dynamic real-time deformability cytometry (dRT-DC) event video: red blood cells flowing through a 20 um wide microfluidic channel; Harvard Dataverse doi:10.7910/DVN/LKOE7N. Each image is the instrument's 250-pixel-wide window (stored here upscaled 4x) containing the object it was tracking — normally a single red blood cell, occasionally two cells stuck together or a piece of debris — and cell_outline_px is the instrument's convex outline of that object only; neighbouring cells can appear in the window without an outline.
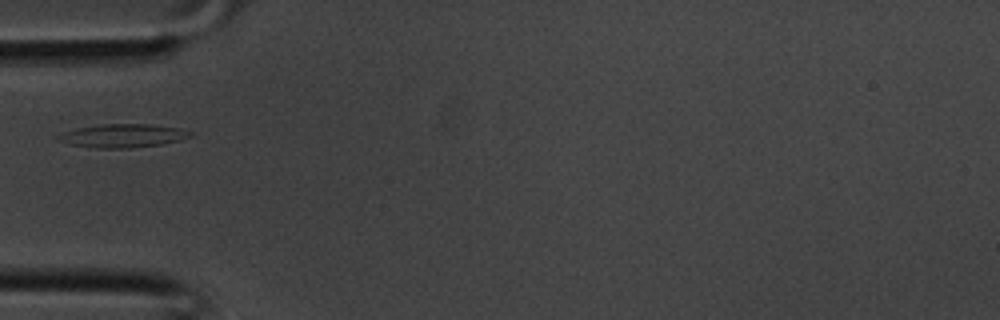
{"species": "common noctule bat (a hibernating species)", "species_latin": "Nyctalus noctula", "temperature_condition": "room temperature", "stored_images_in_passage": 22, "camera_frame_rate_fps": 3000, "um_per_image_px": 0.085, "animal": {"sex": "male", "body_mass_g": 20.1, "forearm_length_mm": 53.5}, "frame": {"image": 1, "passage_image": 1, "time_ms": 0.0, "image_size_px": [1000, 320], "cell_outline_px": [[196, 132], [192, 136], [180, 140], [160, 144], [128, 148], [96, 148], [72, 144], [56, 140], [56, 136], [64, 132], [76, 128], [100, 124], [152, 124], [180, 128]], "centroid_in_image_um": [10.48, 11.52], "position_along_channel_um": 74.5, "area_um2": 18.09}}
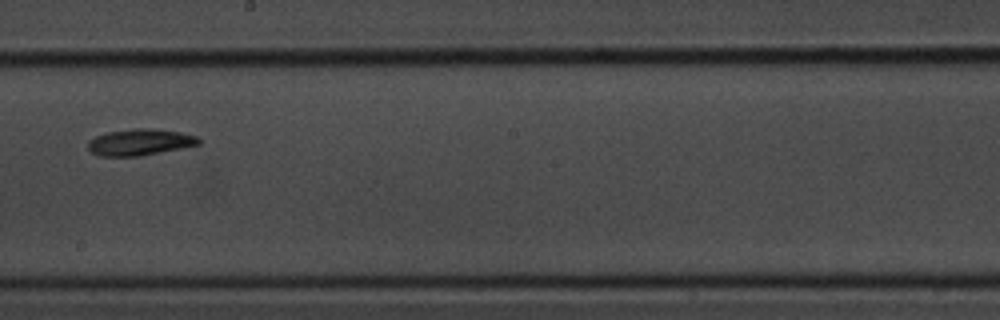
{"frame": {"image": 2, "passage_image": 10, "time_ms": 3.0, "image_size_px": [1000, 320], "cell_outline_px": [[200, 144], [140, 156], [100, 156], [92, 152], [88, 148], [88, 140], [96, 136], [108, 132], [132, 128], [152, 128], [180, 132], [200, 136]], "centroid_in_image_um": [11.9, 12.07], "position_along_channel_um": 236.3, "area_um2": 17.05}}
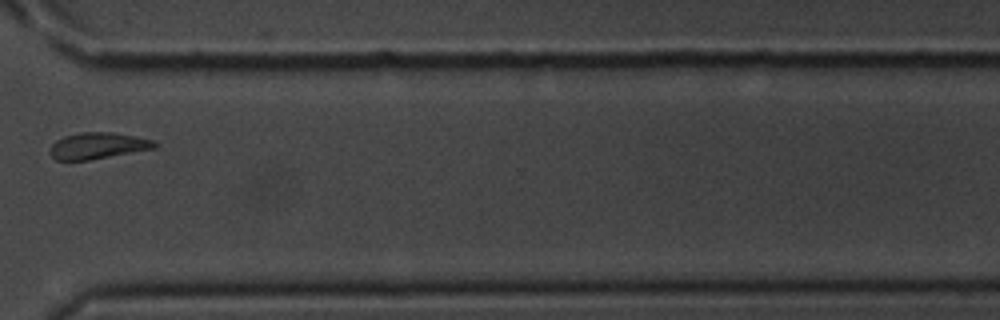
{"frame": {"image": 3, "passage_image": 17, "time_ms": 5.333, "image_size_px": [1000, 320], "cell_outline_px": [[156, 148], [88, 160], [56, 160], [48, 152], [52, 144], [56, 140], [64, 136], [80, 132], [116, 132], [136, 136], [152, 140], [156, 144]], "centroid_in_image_um": [8.28, 12.38], "position_along_channel_um": 362.3, "area_um2": 16.07}}